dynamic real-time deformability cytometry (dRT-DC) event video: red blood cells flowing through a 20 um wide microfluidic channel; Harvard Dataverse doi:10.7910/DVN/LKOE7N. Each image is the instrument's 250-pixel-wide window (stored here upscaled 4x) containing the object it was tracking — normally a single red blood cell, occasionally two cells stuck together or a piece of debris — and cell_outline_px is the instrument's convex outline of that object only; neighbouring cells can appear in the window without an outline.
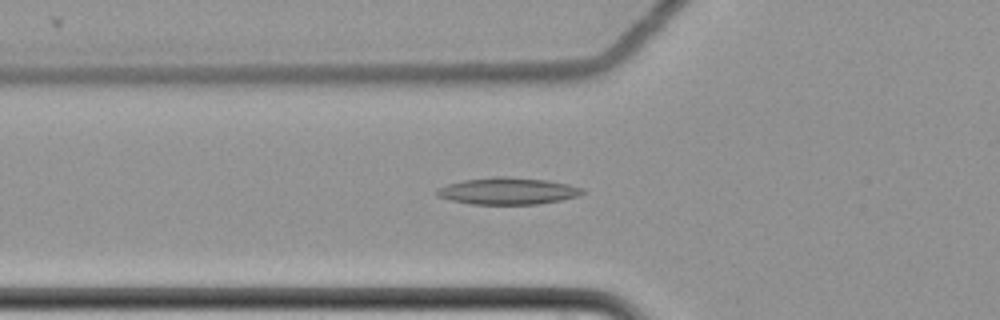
{"species": "common noctule bat (a hibernating species)", "species_latin": "Nyctalus noctula", "temperature_condition": "cold", "stored_images_in_passage": 62, "camera_frame_rate_fps": 3000, "um_per_image_px": 0.085, "animal": {"sex": "female", "body_mass_g": 22.7, "forearm_length_mm": 54.2}, "frame": {"image": 1, "passage_image": 24, "time_ms": 7.667, "image_size_px": [1000, 320], "cell_outline_px": [[588, 192], [580, 196], [560, 200], [536, 204], [468, 204], [436, 196], [436, 188], [448, 184], [464, 180], [492, 176], [504, 176], [548, 180], [568, 184], [584, 188]], "centroid_in_image_um": [43.19, 16.23], "position_along_channel_um": 82.6, "area_um2": 23.0}}
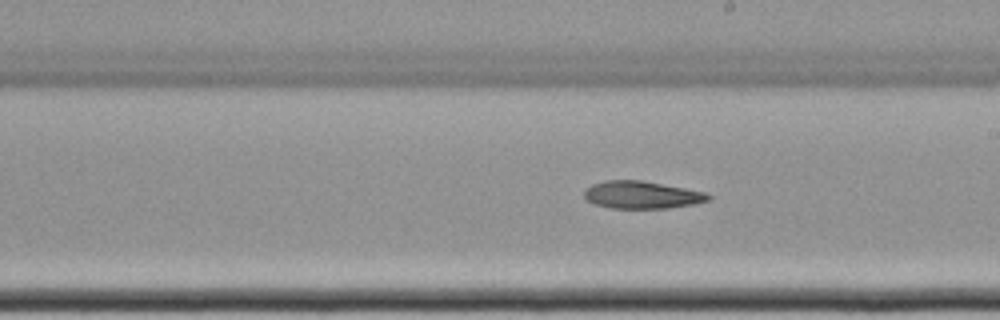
{"frame": {"image": 2, "passage_image": 37, "time_ms": 12.0, "image_size_px": [1000, 320], "cell_outline_px": [[712, 196], [708, 200], [692, 204], [668, 208], [612, 208], [592, 204], [584, 196], [584, 188], [592, 184], [608, 180], [640, 180], [684, 188], [704, 192]], "centroid_in_image_um": [54.5, 16.56], "position_along_channel_um": 234.5, "area_um2": 19.71}}
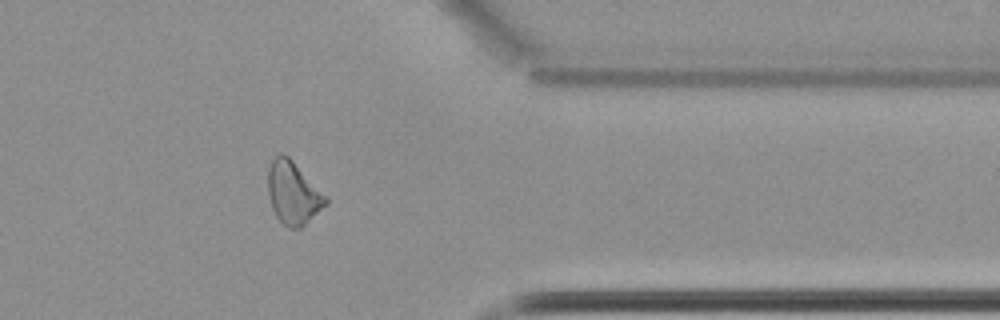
{"frame": {"image": 3, "passage_image": 51, "time_ms": 16.667, "image_size_px": [1000, 320], "cell_outline_px": [[328, 204], [300, 228], [288, 228], [276, 216], [272, 208], [268, 196], [268, 168], [272, 160], [280, 152], [284, 152], [328, 196]], "centroid_in_image_um": [24.93, 16.39], "position_along_channel_um": 386.5, "area_um2": 21.21}}